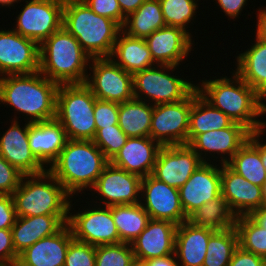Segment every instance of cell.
Wrapping results in <instances>:
<instances>
[{
    "mask_svg": "<svg viewBox=\"0 0 266 266\" xmlns=\"http://www.w3.org/2000/svg\"><path fill=\"white\" fill-rule=\"evenodd\" d=\"M178 68L179 66L154 65L134 73V99L152 105L175 103L186 99L197 88V83L190 81L192 79L187 80L178 76Z\"/></svg>",
    "mask_w": 266,
    "mask_h": 266,
    "instance_id": "ba28073f",
    "label": "cell"
},
{
    "mask_svg": "<svg viewBox=\"0 0 266 266\" xmlns=\"http://www.w3.org/2000/svg\"><path fill=\"white\" fill-rule=\"evenodd\" d=\"M20 217L40 215H69L73 197L48 171L23 175L19 187L11 194Z\"/></svg>",
    "mask_w": 266,
    "mask_h": 266,
    "instance_id": "8992f818",
    "label": "cell"
},
{
    "mask_svg": "<svg viewBox=\"0 0 266 266\" xmlns=\"http://www.w3.org/2000/svg\"><path fill=\"white\" fill-rule=\"evenodd\" d=\"M64 266H95V246L73 239Z\"/></svg>",
    "mask_w": 266,
    "mask_h": 266,
    "instance_id": "60d3db41",
    "label": "cell"
},
{
    "mask_svg": "<svg viewBox=\"0 0 266 266\" xmlns=\"http://www.w3.org/2000/svg\"><path fill=\"white\" fill-rule=\"evenodd\" d=\"M28 139L32 153L47 169L68 141L65 130L56 119L29 123Z\"/></svg>",
    "mask_w": 266,
    "mask_h": 266,
    "instance_id": "484cf974",
    "label": "cell"
},
{
    "mask_svg": "<svg viewBox=\"0 0 266 266\" xmlns=\"http://www.w3.org/2000/svg\"><path fill=\"white\" fill-rule=\"evenodd\" d=\"M73 201L74 199L71 200L69 206L67 224L70 226L75 240L93 246L121 243L109 206L97 205L91 201H86L87 208L85 207L87 204H84V207L81 204L83 210L80 211L81 209L79 208L76 211L73 206L76 202L74 201L73 203ZM72 209L74 212H71L73 211Z\"/></svg>",
    "mask_w": 266,
    "mask_h": 266,
    "instance_id": "9c48e42d",
    "label": "cell"
},
{
    "mask_svg": "<svg viewBox=\"0 0 266 266\" xmlns=\"http://www.w3.org/2000/svg\"><path fill=\"white\" fill-rule=\"evenodd\" d=\"M146 0H118L122 14L127 17L135 12Z\"/></svg>",
    "mask_w": 266,
    "mask_h": 266,
    "instance_id": "816d5d0a",
    "label": "cell"
},
{
    "mask_svg": "<svg viewBox=\"0 0 266 266\" xmlns=\"http://www.w3.org/2000/svg\"><path fill=\"white\" fill-rule=\"evenodd\" d=\"M97 15L117 22L121 27L125 22L118 0H82Z\"/></svg>",
    "mask_w": 266,
    "mask_h": 266,
    "instance_id": "ee69618b",
    "label": "cell"
},
{
    "mask_svg": "<svg viewBox=\"0 0 266 266\" xmlns=\"http://www.w3.org/2000/svg\"><path fill=\"white\" fill-rule=\"evenodd\" d=\"M235 228L239 246L266 259V229L258 225L249 215L236 217Z\"/></svg>",
    "mask_w": 266,
    "mask_h": 266,
    "instance_id": "8d00e7d4",
    "label": "cell"
},
{
    "mask_svg": "<svg viewBox=\"0 0 266 266\" xmlns=\"http://www.w3.org/2000/svg\"><path fill=\"white\" fill-rule=\"evenodd\" d=\"M228 266H266V259L238 246Z\"/></svg>",
    "mask_w": 266,
    "mask_h": 266,
    "instance_id": "7dc6e473",
    "label": "cell"
},
{
    "mask_svg": "<svg viewBox=\"0 0 266 266\" xmlns=\"http://www.w3.org/2000/svg\"><path fill=\"white\" fill-rule=\"evenodd\" d=\"M129 266H147L146 261L134 258Z\"/></svg>",
    "mask_w": 266,
    "mask_h": 266,
    "instance_id": "9f6ffc18",
    "label": "cell"
},
{
    "mask_svg": "<svg viewBox=\"0 0 266 266\" xmlns=\"http://www.w3.org/2000/svg\"><path fill=\"white\" fill-rule=\"evenodd\" d=\"M91 57L63 26L39 45V72L57 84H83Z\"/></svg>",
    "mask_w": 266,
    "mask_h": 266,
    "instance_id": "277c9868",
    "label": "cell"
},
{
    "mask_svg": "<svg viewBox=\"0 0 266 266\" xmlns=\"http://www.w3.org/2000/svg\"><path fill=\"white\" fill-rule=\"evenodd\" d=\"M73 239L70 226L65 224L57 233L38 240L21 252L16 266H64Z\"/></svg>",
    "mask_w": 266,
    "mask_h": 266,
    "instance_id": "603a6c76",
    "label": "cell"
},
{
    "mask_svg": "<svg viewBox=\"0 0 266 266\" xmlns=\"http://www.w3.org/2000/svg\"><path fill=\"white\" fill-rule=\"evenodd\" d=\"M154 105L132 99L119 104L118 125L128 137H148Z\"/></svg>",
    "mask_w": 266,
    "mask_h": 266,
    "instance_id": "d6a6232c",
    "label": "cell"
},
{
    "mask_svg": "<svg viewBox=\"0 0 266 266\" xmlns=\"http://www.w3.org/2000/svg\"><path fill=\"white\" fill-rule=\"evenodd\" d=\"M134 258L128 243L95 246V266H129Z\"/></svg>",
    "mask_w": 266,
    "mask_h": 266,
    "instance_id": "f35d334b",
    "label": "cell"
},
{
    "mask_svg": "<svg viewBox=\"0 0 266 266\" xmlns=\"http://www.w3.org/2000/svg\"><path fill=\"white\" fill-rule=\"evenodd\" d=\"M192 38L182 28L165 26L154 31L145 41L156 65L179 66L185 64V58L194 51Z\"/></svg>",
    "mask_w": 266,
    "mask_h": 266,
    "instance_id": "ffe728a7",
    "label": "cell"
},
{
    "mask_svg": "<svg viewBox=\"0 0 266 266\" xmlns=\"http://www.w3.org/2000/svg\"><path fill=\"white\" fill-rule=\"evenodd\" d=\"M110 161L92 140H71L61 150L48 171L73 197L89 191ZM76 195V196H75Z\"/></svg>",
    "mask_w": 266,
    "mask_h": 266,
    "instance_id": "3957f363",
    "label": "cell"
},
{
    "mask_svg": "<svg viewBox=\"0 0 266 266\" xmlns=\"http://www.w3.org/2000/svg\"><path fill=\"white\" fill-rule=\"evenodd\" d=\"M14 31L39 45L62 27L64 0H23Z\"/></svg>",
    "mask_w": 266,
    "mask_h": 266,
    "instance_id": "8fae6325",
    "label": "cell"
},
{
    "mask_svg": "<svg viewBox=\"0 0 266 266\" xmlns=\"http://www.w3.org/2000/svg\"><path fill=\"white\" fill-rule=\"evenodd\" d=\"M250 47L235 55V72L266 101V42L254 37Z\"/></svg>",
    "mask_w": 266,
    "mask_h": 266,
    "instance_id": "83f0119b",
    "label": "cell"
},
{
    "mask_svg": "<svg viewBox=\"0 0 266 266\" xmlns=\"http://www.w3.org/2000/svg\"><path fill=\"white\" fill-rule=\"evenodd\" d=\"M238 246L239 239L235 226L217 230L209 238L202 266H228Z\"/></svg>",
    "mask_w": 266,
    "mask_h": 266,
    "instance_id": "d590c367",
    "label": "cell"
},
{
    "mask_svg": "<svg viewBox=\"0 0 266 266\" xmlns=\"http://www.w3.org/2000/svg\"><path fill=\"white\" fill-rule=\"evenodd\" d=\"M262 193H263V206H266V182L264 183V186L262 187Z\"/></svg>",
    "mask_w": 266,
    "mask_h": 266,
    "instance_id": "6f0895ef",
    "label": "cell"
},
{
    "mask_svg": "<svg viewBox=\"0 0 266 266\" xmlns=\"http://www.w3.org/2000/svg\"><path fill=\"white\" fill-rule=\"evenodd\" d=\"M9 128L0 137V155L23 175L40 174L47 168L34 156L29 146V122L20 125L13 115Z\"/></svg>",
    "mask_w": 266,
    "mask_h": 266,
    "instance_id": "d6986e66",
    "label": "cell"
},
{
    "mask_svg": "<svg viewBox=\"0 0 266 266\" xmlns=\"http://www.w3.org/2000/svg\"><path fill=\"white\" fill-rule=\"evenodd\" d=\"M21 2H23V0H0V8L1 7H5V8L13 7L14 8L15 6L18 5V3L20 4ZM16 3H17V5H16Z\"/></svg>",
    "mask_w": 266,
    "mask_h": 266,
    "instance_id": "11a10c76",
    "label": "cell"
},
{
    "mask_svg": "<svg viewBox=\"0 0 266 266\" xmlns=\"http://www.w3.org/2000/svg\"><path fill=\"white\" fill-rule=\"evenodd\" d=\"M216 6H219L221 12L227 16L228 20H236L239 15H242V11L246 9L248 0H213Z\"/></svg>",
    "mask_w": 266,
    "mask_h": 266,
    "instance_id": "c3c4849f",
    "label": "cell"
},
{
    "mask_svg": "<svg viewBox=\"0 0 266 266\" xmlns=\"http://www.w3.org/2000/svg\"><path fill=\"white\" fill-rule=\"evenodd\" d=\"M110 58L130 74L156 65L144 38H134L120 32Z\"/></svg>",
    "mask_w": 266,
    "mask_h": 266,
    "instance_id": "f1b7e54d",
    "label": "cell"
},
{
    "mask_svg": "<svg viewBox=\"0 0 266 266\" xmlns=\"http://www.w3.org/2000/svg\"><path fill=\"white\" fill-rule=\"evenodd\" d=\"M68 217L69 215L17 216L11 228L15 252L19 255L38 240L57 233L68 223Z\"/></svg>",
    "mask_w": 266,
    "mask_h": 266,
    "instance_id": "4316f807",
    "label": "cell"
},
{
    "mask_svg": "<svg viewBox=\"0 0 266 266\" xmlns=\"http://www.w3.org/2000/svg\"><path fill=\"white\" fill-rule=\"evenodd\" d=\"M216 164L203 162L178 189L180 203L187 218L203 204L221 195V164Z\"/></svg>",
    "mask_w": 266,
    "mask_h": 266,
    "instance_id": "ac0fdd59",
    "label": "cell"
},
{
    "mask_svg": "<svg viewBox=\"0 0 266 266\" xmlns=\"http://www.w3.org/2000/svg\"><path fill=\"white\" fill-rule=\"evenodd\" d=\"M234 123L225 113L214 108L198 92H192V106L190 112L187 145L199 134L220 130Z\"/></svg>",
    "mask_w": 266,
    "mask_h": 266,
    "instance_id": "4dcf8cb0",
    "label": "cell"
},
{
    "mask_svg": "<svg viewBox=\"0 0 266 266\" xmlns=\"http://www.w3.org/2000/svg\"><path fill=\"white\" fill-rule=\"evenodd\" d=\"M202 163L197 153L187 144L162 146L151 175L179 189Z\"/></svg>",
    "mask_w": 266,
    "mask_h": 266,
    "instance_id": "e0dca14e",
    "label": "cell"
},
{
    "mask_svg": "<svg viewBox=\"0 0 266 266\" xmlns=\"http://www.w3.org/2000/svg\"><path fill=\"white\" fill-rule=\"evenodd\" d=\"M161 145L148 137H128L125 145L110 161L114 166L144 178L151 175Z\"/></svg>",
    "mask_w": 266,
    "mask_h": 266,
    "instance_id": "cb8c5ba5",
    "label": "cell"
},
{
    "mask_svg": "<svg viewBox=\"0 0 266 266\" xmlns=\"http://www.w3.org/2000/svg\"><path fill=\"white\" fill-rule=\"evenodd\" d=\"M221 194L236 217L249 215L263 206L262 187L252 184L227 164L221 165Z\"/></svg>",
    "mask_w": 266,
    "mask_h": 266,
    "instance_id": "44dd1931",
    "label": "cell"
},
{
    "mask_svg": "<svg viewBox=\"0 0 266 266\" xmlns=\"http://www.w3.org/2000/svg\"><path fill=\"white\" fill-rule=\"evenodd\" d=\"M249 216L261 227L266 229V206L252 211Z\"/></svg>",
    "mask_w": 266,
    "mask_h": 266,
    "instance_id": "f5cc1de1",
    "label": "cell"
},
{
    "mask_svg": "<svg viewBox=\"0 0 266 266\" xmlns=\"http://www.w3.org/2000/svg\"><path fill=\"white\" fill-rule=\"evenodd\" d=\"M62 26L91 58L110 57L122 27L97 15L82 0H64Z\"/></svg>",
    "mask_w": 266,
    "mask_h": 266,
    "instance_id": "5b68a950",
    "label": "cell"
},
{
    "mask_svg": "<svg viewBox=\"0 0 266 266\" xmlns=\"http://www.w3.org/2000/svg\"><path fill=\"white\" fill-rule=\"evenodd\" d=\"M251 133L242 124L234 122L229 127L199 134L188 145L197 153L202 162H218V164L221 163L222 165L231 160L249 139ZM211 156L215 159H212Z\"/></svg>",
    "mask_w": 266,
    "mask_h": 266,
    "instance_id": "5bb4252c",
    "label": "cell"
},
{
    "mask_svg": "<svg viewBox=\"0 0 266 266\" xmlns=\"http://www.w3.org/2000/svg\"><path fill=\"white\" fill-rule=\"evenodd\" d=\"M261 9V10H260ZM256 14L257 24L255 25L256 29L254 30L255 37L260 41L266 42V7L257 9Z\"/></svg>",
    "mask_w": 266,
    "mask_h": 266,
    "instance_id": "681fc988",
    "label": "cell"
},
{
    "mask_svg": "<svg viewBox=\"0 0 266 266\" xmlns=\"http://www.w3.org/2000/svg\"><path fill=\"white\" fill-rule=\"evenodd\" d=\"M122 243L131 244L146 228L149 214L140 203L110 206Z\"/></svg>",
    "mask_w": 266,
    "mask_h": 266,
    "instance_id": "836d02e7",
    "label": "cell"
},
{
    "mask_svg": "<svg viewBox=\"0 0 266 266\" xmlns=\"http://www.w3.org/2000/svg\"><path fill=\"white\" fill-rule=\"evenodd\" d=\"M217 230L184 221L177 225L174 254L180 266H202L209 238Z\"/></svg>",
    "mask_w": 266,
    "mask_h": 266,
    "instance_id": "d4e9b609",
    "label": "cell"
},
{
    "mask_svg": "<svg viewBox=\"0 0 266 266\" xmlns=\"http://www.w3.org/2000/svg\"><path fill=\"white\" fill-rule=\"evenodd\" d=\"M232 73V74H231ZM231 77L225 75L214 79H198L199 94L214 108L225 113L231 120L240 123L251 132L266 128V101L251 88L234 70ZM261 117V118H260ZM260 118V119H258ZM262 119V120H261Z\"/></svg>",
    "mask_w": 266,
    "mask_h": 266,
    "instance_id": "6da1fadb",
    "label": "cell"
},
{
    "mask_svg": "<svg viewBox=\"0 0 266 266\" xmlns=\"http://www.w3.org/2000/svg\"><path fill=\"white\" fill-rule=\"evenodd\" d=\"M191 106L192 93L179 102L154 105L149 136L161 146L187 144Z\"/></svg>",
    "mask_w": 266,
    "mask_h": 266,
    "instance_id": "7c38bea8",
    "label": "cell"
},
{
    "mask_svg": "<svg viewBox=\"0 0 266 266\" xmlns=\"http://www.w3.org/2000/svg\"><path fill=\"white\" fill-rule=\"evenodd\" d=\"M227 165L252 184L264 186L266 169L260 155V131L251 133L249 139Z\"/></svg>",
    "mask_w": 266,
    "mask_h": 266,
    "instance_id": "f546056e",
    "label": "cell"
},
{
    "mask_svg": "<svg viewBox=\"0 0 266 266\" xmlns=\"http://www.w3.org/2000/svg\"><path fill=\"white\" fill-rule=\"evenodd\" d=\"M23 174L0 155V195H11L20 184Z\"/></svg>",
    "mask_w": 266,
    "mask_h": 266,
    "instance_id": "7bdbcfd3",
    "label": "cell"
},
{
    "mask_svg": "<svg viewBox=\"0 0 266 266\" xmlns=\"http://www.w3.org/2000/svg\"><path fill=\"white\" fill-rule=\"evenodd\" d=\"M141 180L142 178L138 175L129 173L109 162L90 190V192L93 191L91 197L95 193L98 195H95L96 201L92 199V202L109 207L140 203Z\"/></svg>",
    "mask_w": 266,
    "mask_h": 266,
    "instance_id": "4fadbf2b",
    "label": "cell"
},
{
    "mask_svg": "<svg viewBox=\"0 0 266 266\" xmlns=\"http://www.w3.org/2000/svg\"><path fill=\"white\" fill-rule=\"evenodd\" d=\"M39 71V44L11 28L0 29V77Z\"/></svg>",
    "mask_w": 266,
    "mask_h": 266,
    "instance_id": "9a60e30c",
    "label": "cell"
},
{
    "mask_svg": "<svg viewBox=\"0 0 266 266\" xmlns=\"http://www.w3.org/2000/svg\"><path fill=\"white\" fill-rule=\"evenodd\" d=\"M119 104L105 100H95L94 118L96 132L100 128H107L118 124Z\"/></svg>",
    "mask_w": 266,
    "mask_h": 266,
    "instance_id": "b9f144b4",
    "label": "cell"
},
{
    "mask_svg": "<svg viewBox=\"0 0 266 266\" xmlns=\"http://www.w3.org/2000/svg\"><path fill=\"white\" fill-rule=\"evenodd\" d=\"M236 216L228 207L222 194L203 204L189 218L193 225L225 230L235 226Z\"/></svg>",
    "mask_w": 266,
    "mask_h": 266,
    "instance_id": "e575fe53",
    "label": "cell"
},
{
    "mask_svg": "<svg viewBox=\"0 0 266 266\" xmlns=\"http://www.w3.org/2000/svg\"><path fill=\"white\" fill-rule=\"evenodd\" d=\"M176 229L177 225L170 221L150 219L131 243L134 257L146 261L174 254Z\"/></svg>",
    "mask_w": 266,
    "mask_h": 266,
    "instance_id": "7402d4cb",
    "label": "cell"
},
{
    "mask_svg": "<svg viewBox=\"0 0 266 266\" xmlns=\"http://www.w3.org/2000/svg\"><path fill=\"white\" fill-rule=\"evenodd\" d=\"M88 71L85 84L96 99L118 104L134 99L133 75L110 57L91 58Z\"/></svg>",
    "mask_w": 266,
    "mask_h": 266,
    "instance_id": "30bf717a",
    "label": "cell"
},
{
    "mask_svg": "<svg viewBox=\"0 0 266 266\" xmlns=\"http://www.w3.org/2000/svg\"><path fill=\"white\" fill-rule=\"evenodd\" d=\"M166 26L159 0H146L125 18L122 32L134 38H146Z\"/></svg>",
    "mask_w": 266,
    "mask_h": 266,
    "instance_id": "1f68e13d",
    "label": "cell"
},
{
    "mask_svg": "<svg viewBox=\"0 0 266 266\" xmlns=\"http://www.w3.org/2000/svg\"><path fill=\"white\" fill-rule=\"evenodd\" d=\"M128 136L121 130L120 126L111 125L107 128H100L92 140L104 153L105 157L111 161L114 156L125 145Z\"/></svg>",
    "mask_w": 266,
    "mask_h": 266,
    "instance_id": "ab89813d",
    "label": "cell"
},
{
    "mask_svg": "<svg viewBox=\"0 0 266 266\" xmlns=\"http://www.w3.org/2000/svg\"><path fill=\"white\" fill-rule=\"evenodd\" d=\"M16 217L12 195H0V229H11Z\"/></svg>",
    "mask_w": 266,
    "mask_h": 266,
    "instance_id": "bcb514c9",
    "label": "cell"
},
{
    "mask_svg": "<svg viewBox=\"0 0 266 266\" xmlns=\"http://www.w3.org/2000/svg\"><path fill=\"white\" fill-rule=\"evenodd\" d=\"M266 128L260 131V155L262 159V163L266 169V142L263 143V136H266ZM262 135V136H261ZM262 137V138H261Z\"/></svg>",
    "mask_w": 266,
    "mask_h": 266,
    "instance_id": "db71d44e",
    "label": "cell"
},
{
    "mask_svg": "<svg viewBox=\"0 0 266 266\" xmlns=\"http://www.w3.org/2000/svg\"><path fill=\"white\" fill-rule=\"evenodd\" d=\"M19 255L15 252L11 229H0V263L16 266Z\"/></svg>",
    "mask_w": 266,
    "mask_h": 266,
    "instance_id": "f6af8a7d",
    "label": "cell"
},
{
    "mask_svg": "<svg viewBox=\"0 0 266 266\" xmlns=\"http://www.w3.org/2000/svg\"><path fill=\"white\" fill-rule=\"evenodd\" d=\"M59 84L39 71L0 77V107L11 106L24 122L38 123L55 119ZM16 111V112H15ZM27 119V120H26Z\"/></svg>",
    "mask_w": 266,
    "mask_h": 266,
    "instance_id": "7a4b0ae2",
    "label": "cell"
},
{
    "mask_svg": "<svg viewBox=\"0 0 266 266\" xmlns=\"http://www.w3.org/2000/svg\"><path fill=\"white\" fill-rule=\"evenodd\" d=\"M140 204L150 219L167 220L176 225L187 221L178 188L148 175L141 180Z\"/></svg>",
    "mask_w": 266,
    "mask_h": 266,
    "instance_id": "2e32d148",
    "label": "cell"
},
{
    "mask_svg": "<svg viewBox=\"0 0 266 266\" xmlns=\"http://www.w3.org/2000/svg\"><path fill=\"white\" fill-rule=\"evenodd\" d=\"M199 1L201 0H159L166 26L182 28L193 37L188 27L191 28V24L195 23Z\"/></svg>",
    "mask_w": 266,
    "mask_h": 266,
    "instance_id": "74e56055",
    "label": "cell"
},
{
    "mask_svg": "<svg viewBox=\"0 0 266 266\" xmlns=\"http://www.w3.org/2000/svg\"><path fill=\"white\" fill-rule=\"evenodd\" d=\"M0 266H10V265L0 263Z\"/></svg>",
    "mask_w": 266,
    "mask_h": 266,
    "instance_id": "680465c9",
    "label": "cell"
},
{
    "mask_svg": "<svg viewBox=\"0 0 266 266\" xmlns=\"http://www.w3.org/2000/svg\"><path fill=\"white\" fill-rule=\"evenodd\" d=\"M147 266H180L175 254L146 260Z\"/></svg>",
    "mask_w": 266,
    "mask_h": 266,
    "instance_id": "f907efd6",
    "label": "cell"
},
{
    "mask_svg": "<svg viewBox=\"0 0 266 266\" xmlns=\"http://www.w3.org/2000/svg\"><path fill=\"white\" fill-rule=\"evenodd\" d=\"M96 97L85 84H61L56 97L55 119L71 140H93L96 134Z\"/></svg>",
    "mask_w": 266,
    "mask_h": 266,
    "instance_id": "52a82bcc",
    "label": "cell"
}]
</instances>
